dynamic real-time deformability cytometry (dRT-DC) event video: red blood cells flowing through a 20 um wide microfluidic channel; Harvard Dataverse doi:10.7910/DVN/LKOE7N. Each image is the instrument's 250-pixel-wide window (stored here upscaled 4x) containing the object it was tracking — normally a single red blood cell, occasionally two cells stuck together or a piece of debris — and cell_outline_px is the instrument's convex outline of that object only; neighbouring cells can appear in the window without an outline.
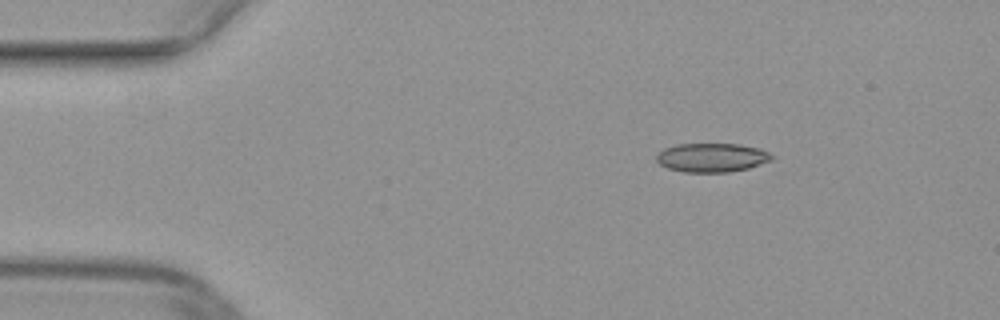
{"species": "common noctule bat (a hibernating species)", "species_latin": "Nyctalus noctula", "temperature_condition": "warm", "stored_images_in_passage": 9, "camera_frame_rate_fps": 3000, "um_per_image_px": 0.085, "animal": {"sex": "female", "body_mass_g": 29.2, "forearm_length_mm": 56.3}, "frame": {"image": 1, "passage_image": 1, "time_ms": 0.0, "image_size_px": [1000, 320], "cell_outline_px": [[772, 160], [748, 168], [728, 172], [684, 172], [668, 168], [660, 164], [656, 160], [656, 156], [664, 148], [676, 144], [740, 144], [760, 148], [768, 152], [772, 156]], "centroid_in_image_um": [60.5, 13.39], "position_along_channel_um": 24.5, "area_um2": 19.36}}
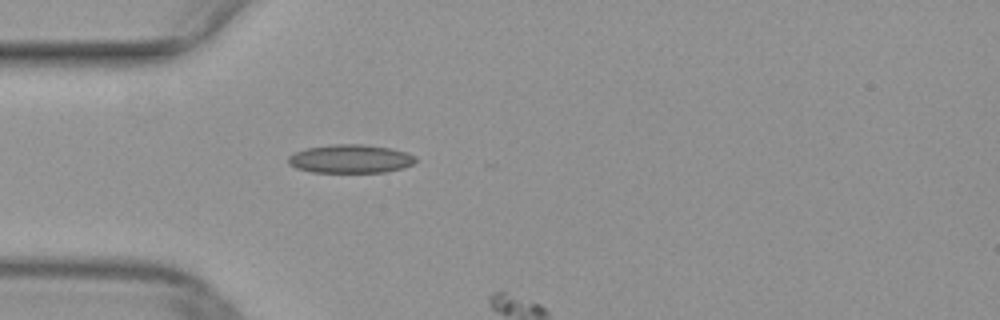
{"frame": {"image": 2, "passage_image": 8, "time_ms": 2.333, "image_size_px": [1000, 320], "cell_outline_px": [[416, 160], [412, 164], [404, 168], [384, 172], [312, 172], [296, 168], [288, 164], [288, 156], [304, 148], [332, 144], [360, 144], [392, 148], [408, 152], [416, 156]], "centroid_in_image_um": [29.79, 13.49], "position_along_channel_um": 55.2, "area_um2": 21.33}}